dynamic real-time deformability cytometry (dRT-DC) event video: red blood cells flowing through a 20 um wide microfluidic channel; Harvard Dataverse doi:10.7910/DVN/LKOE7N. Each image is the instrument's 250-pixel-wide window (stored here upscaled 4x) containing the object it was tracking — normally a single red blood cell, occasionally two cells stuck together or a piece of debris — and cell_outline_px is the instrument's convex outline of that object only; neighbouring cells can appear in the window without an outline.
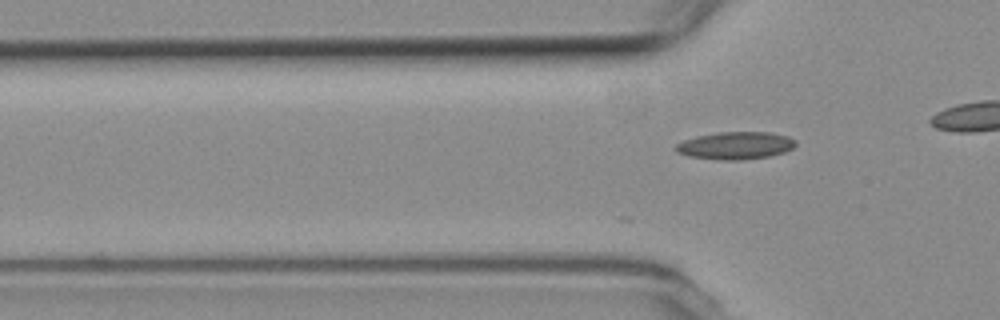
{"species": "common noctule bat (a hibernating species)", "species_latin": "Nyctalus noctula", "temperature_condition": "room temperature", "stored_images_in_passage": 3, "camera_frame_rate_fps": 3000, "um_per_image_px": 0.085, "animal": {"sex": "female", "body_mass_g": 19.3, "forearm_length_mm": 54.1}, "frame": {"image": 1, "passage_image": 3, "time_ms": 0.667, "image_size_px": [1000, 320], "cell_outline_px": [[796, 144], [792, 148], [784, 152], [768, 156], [740, 160], [720, 160], [688, 156], [676, 152], [676, 144], [684, 140], [696, 136], [720, 132], [768, 132], [788, 136], [796, 140]], "centroid_in_image_um": [62.51, 12.37], "position_along_channel_um": 63.3, "area_um2": 19.13}}